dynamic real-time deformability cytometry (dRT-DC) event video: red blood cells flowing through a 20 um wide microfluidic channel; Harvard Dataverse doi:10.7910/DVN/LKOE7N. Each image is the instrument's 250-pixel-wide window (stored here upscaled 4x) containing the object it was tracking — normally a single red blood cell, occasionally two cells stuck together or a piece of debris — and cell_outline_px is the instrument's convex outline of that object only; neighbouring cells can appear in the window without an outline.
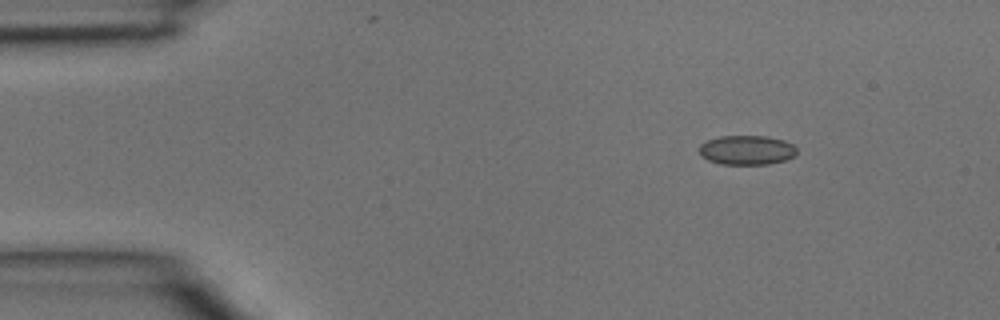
{"species": "common noctule bat (a hibernating species)", "species_latin": "Nyctalus noctula", "temperature_condition": "room temperature", "stored_images_in_passage": 3, "camera_frame_rate_fps": 3000, "um_per_image_px": 0.085, "animal": {"sex": "male", "body_mass_g": 15.6}, "frame": {"image": 1, "passage_image": 1, "time_ms": 0.0, "image_size_px": [1000, 320], "cell_outline_px": [[796, 156], [784, 160], [768, 164], [720, 164], [708, 160], [700, 156], [700, 144], [708, 140], [720, 136], [768, 136], [784, 140], [792, 144], [796, 148]], "centroid_in_image_um": [63.48, 12.75], "position_along_channel_um": 21.5, "area_um2": 16.76}}